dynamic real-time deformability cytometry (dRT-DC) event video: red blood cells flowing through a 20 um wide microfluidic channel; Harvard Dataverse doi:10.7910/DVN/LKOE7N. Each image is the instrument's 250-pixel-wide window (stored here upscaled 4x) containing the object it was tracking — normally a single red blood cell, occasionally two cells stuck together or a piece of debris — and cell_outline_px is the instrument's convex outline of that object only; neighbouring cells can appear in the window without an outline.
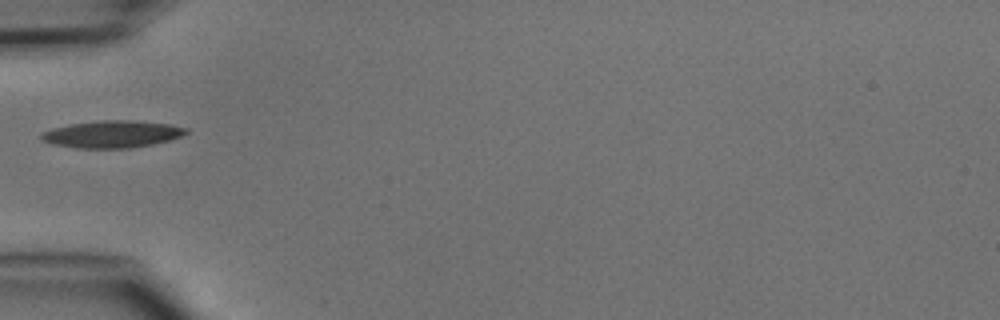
{"species": "common noctule bat (a hibernating species)", "species_latin": "Nyctalus noctula", "temperature_condition": "cold", "stored_images_in_passage": 1, "camera_frame_rate_fps": 3000, "um_per_image_px": 0.085, "animal": {"sex": "male", "body_mass_g": 15.6}, "frame": {"image": 1, "passage_image": 1, "time_ms": 0.0, "image_size_px": [1000, 320], "cell_outline_px": [[188, 132], [180, 136], [168, 140], [152, 144], [132, 148], [76, 148], [52, 144], [44, 140], [40, 136], [40, 132], [52, 128], [72, 124], [100, 120], [132, 120], [168, 124], [188, 128]], "centroid_in_image_um": [9.51, 11.4], "position_along_channel_um": 75.5, "area_um2": 22.77}}